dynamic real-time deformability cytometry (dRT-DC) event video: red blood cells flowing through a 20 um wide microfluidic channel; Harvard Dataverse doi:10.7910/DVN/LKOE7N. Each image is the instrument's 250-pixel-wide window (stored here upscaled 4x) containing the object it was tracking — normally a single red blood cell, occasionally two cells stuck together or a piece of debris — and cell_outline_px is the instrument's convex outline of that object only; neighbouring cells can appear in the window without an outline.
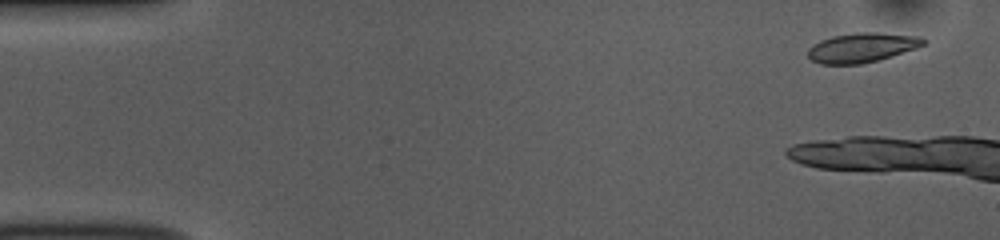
{"species": "common noctule bat (a hibernating species)", "species_latin": "Nyctalus noctula", "temperature_condition": "room temperature", "stored_images_in_passage": 9, "camera_frame_rate_fps": 3000, "um_per_image_px": 0.085, "animal": {"sex": "female", "body_mass_g": 10.0, "forearm_length_mm": 53.1}, "frame": {"image": 1, "passage_image": 3, "time_ms": 0.667, "image_size_px": [1000, 240], "cell_outline_px": [[928, 40], [924, 44], [916, 48], [892, 56], [860, 64], [820, 64], [812, 60], [808, 56], [808, 48], [812, 44], [820, 40], [832, 36], [856, 32], [876, 32], [920, 36]], "centroid_in_image_um": [73.26, 4.03], "position_along_channel_um": 11.7, "area_um2": 19.94}}